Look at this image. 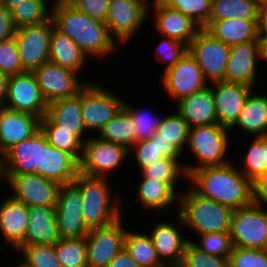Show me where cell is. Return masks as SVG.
Instances as JSON below:
<instances>
[{"instance_id": "7", "label": "cell", "mask_w": 267, "mask_h": 267, "mask_svg": "<svg viewBox=\"0 0 267 267\" xmlns=\"http://www.w3.org/2000/svg\"><path fill=\"white\" fill-rule=\"evenodd\" d=\"M151 10L149 0H110L105 25L118 45L128 44L139 33Z\"/></svg>"}, {"instance_id": "35", "label": "cell", "mask_w": 267, "mask_h": 267, "mask_svg": "<svg viewBox=\"0 0 267 267\" xmlns=\"http://www.w3.org/2000/svg\"><path fill=\"white\" fill-rule=\"evenodd\" d=\"M9 9L17 28L38 25L49 21L52 9L40 0H24L22 2H3Z\"/></svg>"}, {"instance_id": "22", "label": "cell", "mask_w": 267, "mask_h": 267, "mask_svg": "<svg viewBox=\"0 0 267 267\" xmlns=\"http://www.w3.org/2000/svg\"><path fill=\"white\" fill-rule=\"evenodd\" d=\"M151 2H153L154 6H150ZM151 2H149V8H154L152 11L154 14L153 19L155 20L154 27L162 37L180 40L188 46L202 29L190 17L178 10L167 7L160 0Z\"/></svg>"}, {"instance_id": "55", "label": "cell", "mask_w": 267, "mask_h": 267, "mask_svg": "<svg viewBox=\"0 0 267 267\" xmlns=\"http://www.w3.org/2000/svg\"><path fill=\"white\" fill-rule=\"evenodd\" d=\"M258 41H267V5L260 8L258 18Z\"/></svg>"}, {"instance_id": "51", "label": "cell", "mask_w": 267, "mask_h": 267, "mask_svg": "<svg viewBox=\"0 0 267 267\" xmlns=\"http://www.w3.org/2000/svg\"><path fill=\"white\" fill-rule=\"evenodd\" d=\"M67 1L82 13H85L91 18L105 23L108 15L110 0H67Z\"/></svg>"}, {"instance_id": "31", "label": "cell", "mask_w": 267, "mask_h": 267, "mask_svg": "<svg viewBox=\"0 0 267 267\" xmlns=\"http://www.w3.org/2000/svg\"><path fill=\"white\" fill-rule=\"evenodd\" d=\"M137 185V198L143 210H170V205L179 204V194L167 182L152 177H141Z\"/></svg>"}, {"instance_id": "10", "label": "cell", "mask_w": 267, "mask_h": 267, "mask_svg": "<svg viewBox=\"0 0 267 267\" xmlns=\"http://www.w3.org/2000/svg\"><path fill=\"white\" fill-rule=\"evenodd\" d=\"M188 53L198 63L208 84L225 81L229 45L215 39L202 28L188 45Z\"/></svg>"}, {"instance_id": "42", "label": "cell", "mask_w": 267, "mask_h": 267, "mask_svg": "<svg viewBox=\"0 0 267 267\" xmlns=\"http://www.w3.org/2000/svg\"><path fill=\"white\" fill-rule=\"evenodd\" d=\"M54 246L62 267H88L86 237L60 238Z\"/></svg>"}, {"instance_id": "50", "label": "cell", "mask_w": 267, "mask_h": 267, "mask_svg": "<svg viewBox=\"0 0 267 267\" xmlns=\"http://www.w3.org/2000/svg\"><path fill=\"white\" fill-rule=\"evenodd\" d=\"M0 72L8 76L25 72L14 38L0 43Z\"/></svg>"}, {"instance_id": "54", "label": "cell", "mask_w": 267, "mask_h": 267, "mask_svg": "<svg viewBox=\"0 0 267 267\" xmlns=\"http://www.w3.org/2000/svg\"><path fill=\"white\" fill-rule=\"evenodd\" d=\"M107 267H141L123 248L108 264Z\"/></svg>"}, {"instance_id": "18", "label": "cell", "mask_w": 267, "mask_h": 267, "mask_svg": "<svg viewBox=\"0 0 267 267\" xmlns=\"http://www.w3.org/2000/svg\"><path fill=\"white\" fill-rule=\"evenodd\" d=\"M42 131L15 144L1 157L2 175H41Z\"/></svg>"}, {"instance_id": "11", "label": "cell", "mask_w": 267, "mask_h": 267, "mask_svg": "<svg viewBox=\"0 0 267 267\" xmlns=\"http://www.w3.org/2000/svg\"><path fill=\"white\" fill-rule=\"evenodd\" d=\"M10 196L28 206H56L61 184L38 174L2 175Z\"/></svg>"}, {"instance_id": "6", "label": "cell", "mask_w": 267, "mask_h": 267, "mask_svg": "<svg viewBox=\"0 0 267 267\" xmlns=\"http://www.w3.org/2000/svg\"><path fill=\"white\" fill-rule=\"evenodd\" d=\"M102 84L87 83L81 89L82 118L88 131L97 134L124 107L125 99L109 91Z\"/></svg>"}, {"instance_id": "56", "label": "cell", "mask_w": 267, "mask_h": 267, "mask_svg": "<svg viewBox=\"0 0 267 267\" xmlns=\"http://www.w3.org/2000/svg\"><path fill=\"white\" fill-rule=\"evenodd\" d=\"M8 78L9 76L7 74L0 72V107H3L6 98Z\"/></svg>"}, {"instance_id": "25", "label": "cell", "mask_w": 267, "mask_h": 267, "mask_svg": "<svg viewBox=\"0 0 267 267\" xmlns=\"http://www.w3.org/2000/svg\"><path fill=\"white\" fill-rule=\"evenodd\" d=\"M79 174V162L47 142L42 132L41 176L54 180L59 184L71 183Z\"/></svg>"}, {"instance_id": "15", "label": "cell", "mask_w": 267, "mask_h": 267, "mask_svg": "<svg viewBox=\"0 0 267 267\" xmlns=\"http://www.w3.org/2000/svg\"><path fill=\"white\" fill-rule=\"evenodd\" d=\"M161 77L163 90L175 102L209 85L198 63L188 52L175 65L163 71Z\"/></svg>"}, {"instance_id": "23", "label": "cell", "mask_w": 267, "mask_h": 267, "mask_svg": "<svg viewBox=\"0 0 267 267\" xmlns=\"http://www.w3.org/2000/svg\"><path fill=\"white\" fill-rule=\"evenodd\" d=\"M41 118L0 107V157L12 146L40 130Z\"/></svg>"}, {"instance_id": "16", "label": "cell", "mask_w": 267, "mask_h": 267, "mask_svg": "<svg viewBox=\"0 0 267 267\" xmlns=\"http://www.w3.org/2000/svg\"><path fill=\"white\" fill-rule=\"evenodd\" d=\"M33 73L47 104L60 98L76 96L87 83L92 82L82 81L78 78V73L50 61L42 64Z\"/></svg>"}, {"instance_id": "53", "label": "cell", "mask_w": 267, "mask_h": 267, "mask_svg": "<svg viewBox=\"0 0 267 267\" xmlns=\"http://www.w3.org/2000/svg\"><path fill=\"white\" fill-rule=\"evenodd\" d=\"M253 202L265 209L267 208V174L253 183Z\"/></svg>"}, {"instance_id": "37", "label": "cell", "mask_w": 267, "mask_h": 267, "mask_svg": "<svg viewBox=\"0 0 267 267\" xmlns=\"http://www.w3.org/2000/svg\"><path fill=\"white\" fill-rule=\"evenodd\" d=\"M124 248L141 267H164L149 234L128 230Z\"/></svg>"}, {"instance_id": "3", "label": "cell", "mask_w": 267, "mask_h": 267, "mask_svg": "<svg viewBox=\"0 0 267 267\" xmlns=\"http://www.w3.org/2000/svg\"><path fill=\"white\" fill-rule=\"evenodd\" d=\"M73 182L80 189L81 213L89 229L111 225L123 217L120 203L122 199L118 195L115 199L111 194L108 177L89 176L79 172Z\"/></svg>"}, {"instance_id": "43", "label": "cell", "mask_w": 267, "mask_h": 267, "mask_svg": "<svg viewBox=\"0 0 267 267\" xmlns=\"http://www.w3.org/2000/svg\"><path fill=\"white\" fill-rule=\"evenodd\" d=\"M17 252L22 253L21 267H62L52 245H24Z\"/></svg>"}, {"instance_id": "36", "label": "cell", "mask_w": 267, "mask_h": 267, "mask_svg": "<svg viewBox=\"0 0 267 267\" xmlns=\"http://www.w3.org/2000/svg\"><path fill=\"white\" fill-rule=\"evenodd\" d=\"M40 129L50 145L70 153L80 161L84 142L74 134V130L60 129L47 115L41 118Z\"/></svg>"}, {"instance_id": "58", "label": "cell", "mask_w": 267, "mask_h": 267, "mask_svg": "<svg viewBox=\"0 0 267 267\" xmlns=\"http://www.w3.org/2000/svg\"><path fill=\"white\" fill-rule=\"evenodd\" d=\"M40 1H42V2H44L46 5L48 4H50V3H48V1L47 0H40ZM54 2V4H51L52 6H50L51 7V9H54V8H56L59 4H61L64 0H53ZM54 5V6H53Z\"/></svg>"}, {"instance_id": "45", "label": "cell", "mask_w": 267, "mask_h": 267, "mask_svg": "<svg viewBox=\"0 0 267 267\" xmlns=\"http://www.w3.org/2000/svg\"><path fill=\"white\" fill-rule=\"evenodd\" d=\"M123 108L130 114L137 129L136 142L151 139L156 134V130L164 118V116L154 115V113L151 115L146 110H139L127 101H125Z\"/></svg>"}, {"instance_id": "21", "label": "cell", "mask_w": 267, "mask_h": 267, "mask_svg": "<svg viewBox=\"0 0 267 267\" xmlns=\"http://www.w3.org/2000/svg\"><path fill=\"white\" fill-rule=\"evenodd\" d=\"M177 223L170 221L156 222L151 233L153 244L158 258L165 266H179L184 255L186 244L190 241L184 234L182 236L179 226L185 227L183 218L178 213ZM177 224H180L178 227Z\"/></svg>"}, {"instance_id": "13", "label": "cell", "mask_w": 267, "mask_h": 267, "mask_svg": "<svg viewBox=\"0 0 267 267\" xmlns=\"http://www.w3.org/2000/svg\"><path fill=\"white\" fill-rule=\"evenodd\" d=\"M4 108L26 112L43 118L48 104L42 97L33 72L25 71L9 76Z\"/></svg>"}, {"instance_id": "49", "label": "cell", "mask_w": 267, "mask_h": 267, "mask_svg": "<svg viewBox=\"0 0 267 267\" xmlns=\"http://www.w3.org/2000/svg\"><path fill=\"white\" fill-rule=\"evenodd\" d=\"M188 46L180 40L174 38L163 37L158 44L154 56L156 61L166 64L164 71L175 65L186 53Z\"/></svg>"}, {"instance_id": "60", "label": "cell", "mask_w": 267, "mask_h": 267, "mask_svg": "<svg viewBox=\"0 0 267 267\" xmlns=\"http://www.w3.org/2000/svg\"><path fill=\"white\" fill-rule=\"evenodd\" d=\"M257 5L261 8L265 5H267V0H255Z\"/></svg>"}, {"instance_id": "1", "label": "cell", "mask_w": 267, "mask_h": 267, "mask_svg": "<svg viewBox=\"0 0 267 267\" xmlns=\"http://www.w3.org/2000/svg\"><path fill=\"white\" fill-rule=\"evenodd\" d=\"M231 162L192 170L187 177L190 188L198 195L234 210L251 204L253 183Z\"/></svg>"}, {"instance_id": "59", "label": "cell", "mask_w": 267, "mask_h": 267, "mask_svg": "<svg viewBox=\"0 0 267 267\" xmlns=\"http://www.w3.org/2000/svg\"><path fill=\"white\" fill-rule=\"evenodd\" d=\"M265 162L267 166V134L264 135Z\"/></svg>"}, {"instance_id": "46", "label": "cell", "mask_w": 267, "mask_h": 267, "mask_svg": "<svg viewBox=\"0 0 267 267\" xmlns=\"http://www.w3.org/2000/svg\"><path fill=\"white\" fill-rule=\"evenodd\" d=\"M178 267H230L228 257H219L201 251L190 240Z\"/></svg>"}, {"instance_id": "27", "label": "cell", "mask_w": 267, "mask_h": 267, "mask_svg": "<svg viewBox=\"0 0 267 267\" xmlns=\"http://www.w3.org/2000/svg\"><path fill=\"white\" fill-rule=\"evenodd\" d=\"M204 29L215 39L229 46L258 39V19L209 20Z\"/></svg>"}, {"instance_id": "2", "label": "cell", "mask_w": 267, "mask_h": 267, "mask_svg": "<svg viewBox=\"0 0 267 267\" xmlns=\"http://www.w3.org/2000/svg\"><path fill=\"white\" fill-rule=\"evenodd\" d=\"M51 18L55 28L71 38L87 57L103 58L115 53L117 42L105 23L77 10L67 0L52 9Z\"/></svg>"}, {"instance_id": "44", "label": "cell", "mask_w": 267, "mask_h": 267, "mask_svg": "<svg viewBox=\"0 0 267 267\" xmlns=\"http://www.w3.org/2000/svg\"><path fill=\"white\" fill-rule=\"evenodd\" d=\"M167 7L178 10L190 17L201 28L209 22L212 0H160Z\"/></svg>"}, {"instance_id": "24", "label": "cell", "mask_w": 267, "mask_h": 267, "mask_svg": "<svg viewBox=\"0 0 267 267\" xmlns=\"http://www.w3.org/2000/svg\"><path fill=\"white\" fill-rule=\"evenodd\" d=\"M60 239L56 206H28V227L24 239L13 249L24 245H52Z\"/></svg>"}, {"instance_id": "40", "label": "cell", "mask_w": 267, "mask_h": 267, "mask_svg": "<svg viewBox=\"0 0 267 267\" xmlns=\"http://www.w3.org/2000/svg\"><path fill=\"white\" fill-rule=\"evenodd\" d=\"M164 157L150 165L143 167L141 170L142 177H152L167 182L176 192L177 181L179 178L187 179L188 175L185 171L183 160Z\"/></svg>"}, {"instance_id": "41", "label": "cell", "mask_w": 267, "mask_h": 267, "mask_svg": "<svg viewBox=\"0 0 267 267\" xmlns=\"http://www.w3.org/2000/svg\"><path fill=\"white\" fill-rule=\"evenodd\" d=\"M248 150L238 169L254 183L258 178L267 174L265 162L264 135L253 137Z\"/></svg>"}, {"instance_id": "4", "label": "cell", "mask_w": 267, "mask_h": 267, "mask_svg": "<svg viewBox=\"0 0 267 267\" xmlns=\"http://www.w3.org/2000/svg\"><path fill=\"white\" fill-rule=\"evenodd\" d=\"M178 213L184 221L185 228L194 233L230 232L234 209L219 202L204 198L190 187L179 194Z\"/></svg>"}, {"instance_id": "52", "label": "cell", "mask_w": 267, "mask_h": 267, "mask_svg": "<svg viewBox=\"0 0 267 267\" xmlns=\"http://www.w3.org/2000/svg\"><path fill=\"white\" fill-rule=\"evenodd\" d=\"M15 26L9 9L0 3V40L5 41L15 37Z\"/></svg>"}, {"instance_id": "34", "label": "cell", "mask_w": 267, "mask_h": 267, "mask_svg": "<svg viewBox=\"0 0 267 267\" xmlns=\"http://www.w3.org/2000/svg\"><path fill=\"white\" fill-rule=\"evenodd\" d=\"M137 129L130 114L122 108L99 132L101 140L130 149L136 143Z\"/></svg>"}, {"instance_id": "47", "label": "cell", "mask_w": 267, "mask_h": 267, "mask_svg": "<svg viewBox=\"0 0 267 267\" xmlns=\"http://www.w3.org/2000/svg\"><path fill=\"white\" fill-rule=\"evenodd\" d=\"M198 241L195 240L193 244L198 247L201 251L207 252L214 256L229 257L233 250V243L231 240L230 232H210L200 234Z\"/></svg>"}, {"instance_id": "33", "label": "cell", "mask_w": 267, "mask_h": 267, "mask_svg": "<svg viewBox=\"0 0 267 267\" xmlns=\"http://www.w3.org/2000/svg\"><path fill=\"white\" fill-rule=\"evenodd\" d=\"M135 158L139 170L164 157L182 159L184 156L171 142L160 140L155 134L151 139L136 142L130 149L129 155Z\"/></svg>"}, {"instance_id": "20", "label": "cell", "mask_w": 267, "mask_h": 267, "mask_svg": "<svg viewBox=\"0 0 267 267\" xmlns=\"http://www.w3.org/2000/svg\"><path fill=\"white\" fill-rule=\"evenodd\" d=\"M215 103L218 124L230 128L243 109L254 87L226 81L209 84Z\"/></svg>"}, {"instance_id": "19", "label": "cell", "mask_w": 267, "mask_h": 267, "mask_svg": "<svg viewBox=\"0 0 267 267\" xmlns=\"http://www.w3.org/2000/svg\"><path fill=\"white\" fill-rule=\"evenodd\" d=\"M260 60L261 47L258 39L231 45L225 69V81L253 87L257 81V63Z\"/></svg>"}, {"instance_id": "57", "label": "cell", "mask_w": 267, "mask_h": 267, "mask_svg": "<svg viewBox=\"0 0 267 267\" xmlns=\"http://www.w3.org/2000/svg\"><path fill=\"white\" fill-rule=\"evenodd\" d=\"M261 47V60L267 62V41L260 42Z\"/></svg>"}, {"instance_id": "12", "label": "cell", "mask_w": 267, "mask_h": 267, "mask_svg": "<svg viewBox=\"0 0 267 267\" xmlns=\"http://www.w3.org/2000/svg\"><path fill=\"white\" fill-rule=\"evenodd\" d=\"M52 18L42 24L17 28L14 37L24 71L33 72L49 61Z\"/></svg>"}, {"instance_id": "17", "label": "cell", "mask_w": 267, "mask_h": 267, "mask_svg": "<svg viewBox=\"0 0 267 267\" xmlns=\"http://www.w3.org/2000/svg\"><path fill=\"white\" fill-rule=\"evenodd\" d=\"M56 219L60 238L86 237L90 229L81 213V195L74 183L62 184L56 203Z\"/></svg>"}, {"instance_id": "8", "label": "cell", "mask_w": 267, "mask_h": 267, "mask_svg": "<svg viewBox=\"0 0 267 267\" xmlns=\"http://www.w3.org/2000/svg\"><path fill=\"white\" fill-rule=\"evenodd\" d=\"M79 161V172L89 176L108 177L129 157L124 146L101 140L96 136H87Z\"/></svg>"}, {"instance_id": "39", "label": "cell", "mask_w": 267, "mask_h": 267, "mask_svg": "<svg viewBox=\"0 0 267 267\" xmlns=\"http://www.w3.org/2000/svg\"><path fill=\"white\" fill-rule=\"evenodd\" d=\"M189 130L190 126L176 111L164 115L156 134L160 140L171 142L183 154L188 143Z\"/></svg>"}, {"instance_id": "5", "label": "cell", "mask_w": 267, "mask_h": 267, "mask_svg": "<svg viewBox=\"0 0 267 267\" xmlns=\"http://www.w3.org/2000/svg\"><path fill=\"white\" fill-rule=\"evenodd\" d=\"M230 129L220 124L207 126H195L189 130V139L187 147L190 149L192 156L197 160L192 165L184 163L187 175L196 169L205 167L222 166L230 163L228 159V145Z\"/></svg>"}, {"instance_id": "61", "label": "cell", "mask_w": 267, "mask_h": 267, "mask_svg": "<svg viewBox=\"0 0 267 267\" xmlns=\"http://www.w3.org/2000/svg\"><path fill=\"white\" fill-rule=\"evenodd\" d=\"M24 0H4V2H22Z\"/></svg>"}, {"instance_id": "32", "label": "cell", "mask_w": 267, "mask_h": 267, "mask_svg": "<svg viewBox=\"0 0 267 267\" xmlns=\"http://www.w3.org/2000/svg\"><path fill=\"white\" fill-rule=\"evenodd\" d=\"M87 59L86 54L71 38L53 28L49 50L50 62L79 74Z\"/></svg>"}, {"instance_id": "38", "label": "cell", "mask_w": 267, "mask_h": 267, "mask_svg": "<svg viewBox=\"0 0 267 267\" xmlns=\"http://www.w3.org/2000/svg\"><path fill=\"white\" fill-rule=\"evenodd\" d=\"M259 13L260 7L255 0H212L209 20L258 19Z\"/></svg>"}, {"instance_id": "62", "label": "cell", "mask_w": 267, "mask_h": 267, "mask_svg": "<svg viewBox=\"0 0 267 267\" xmlns=\"http://www.w3.org/2000/svg\"><path fill=\"white\" fill-rule=\"evenodd\" d=\"M3 182L2 170H1V162H0V182Z\"/></svg>"}, {"instance_id": "48", "label": "cell", "mask_w": 267, "mask_h": 267, "mask_svg": "<svg viewBox=\"0 0 267 267\" xmlns=\"http://www.w3.org/2000/svg\"><path fill=\"white\" fill-rule=\"evenodd\" d=\"M230 267H267V249L233 247Z\"/></svg>"}, {"instance_id": "30", "label": "cell", "mask_w": 267, "mask_h": 267, "mask_svg": "<svg viewBox=\"0 0 267 267\" xmlns=\"http://www.w3.org/2000/svg\"><path fill=\"white\" fill-rule=\"evenodd\" d=\"M46 115L59 125L60 129L74 130V134L83 142L88 139L83 137L87 130L82 118L81 90L76 96L50 102Z\"/></svg>"}, {"instance_id": "28", "label": "cell", "mask_w": 267, "mask_h": 267, "mask_svg": "<svg viewBox=\"0 0 267 267\" xmlns=\"http://www.w3.org/2000/svg\"><path fill=\"white\" fill-rule=\"evenodd\" d=\"M0 203L1 238L14 249L24 239L28 227V207L10 195Z\"/></svg>"}, {"instance_id": "9", "label": "cell", "mask_w": 267, "mask_h": 267, "mask_svg": "<svg viewBox=\"0 0 267 267\" xmlns=\"http://www.w3.org/2000/svg\"><path fill=\"white\" fill-rule=\"evenodd\" d=\"M230 236L234 247L267 249V209L254 202L235 209Z\"/></svg>"}, {"instance_id": "14", "label": "cell", "mask_w": 267, "mask_h": 267, "mask_svg": "<svg viewBox=\"0 0 267 267\" xmlns=\"http://www.w3.org/2000/svg\"><path fill=\"white\" fill-rule=\"evenodd\" d=\"M122 219L105 227L90 229L86 235L88 267H107L124 248L127 229Z\"/></svg>"}, {"instance_id": "29", "label": "cell", "mask_w": 267, "mask_h": 267, "mask_svg": "<svg viewBox=\"0 0 267 267\" xmlns=\"http://www.w3.org/2000/svg\"><path fill=\"white\" fill-rule=\"evenodd\" d=\"M237 127L247 135L244 136L243 141L246 139H251L256 136H263L267 134V95L255 94L251 92L239 117L235 123L229 128L230 130ZM249 136V137H248ZM252 136V137H251ZM248 137V138H247Z\"/></svg>"}, {"instance_id": "26", "label": "cell", "mask_w": 267, "mask_h": 267, "mask_svg": "<svg viewBox=\"0 0 267 267\" xmlns=\"http://www.w3.org/2000/svg\"><path fill=\"white\" fill-rule=\"evenodd\" d=\"M176 111L191 127L218 124L212 90L204 89L176 102Z\"/></svg>"}]
</instances>
